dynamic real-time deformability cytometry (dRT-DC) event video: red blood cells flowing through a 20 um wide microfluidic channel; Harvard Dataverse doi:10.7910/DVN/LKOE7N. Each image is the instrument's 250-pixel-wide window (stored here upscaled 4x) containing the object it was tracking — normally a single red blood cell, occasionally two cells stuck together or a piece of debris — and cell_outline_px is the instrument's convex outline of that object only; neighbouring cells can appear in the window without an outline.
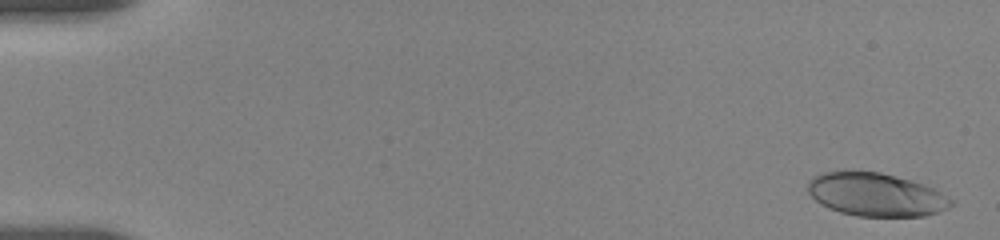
{"species": "human", "species_latin": "Homo sapiens", "temperature_condition": "room temperature", "stored_images_in_passage": 18, "camera_frame_rate_fps": 3000, "um_per_image_px": 0.085, "donor": {"sex": "female"}, "frame": {"image": 1, "passage_image": 1, "time_ms": 0.0, "image_size_px": [1000, 240], "cell_outline_px": [[956, 204], [940, 212], [924, 216], [856, 216], [840, 212], [828, 208], [820, 204], [808, 192], [808, 180], [812, 176], [824, 172], [844, 168], [880, 172], [924, 184], [956, 200]], "centroid_in_image_um": [74.43, 16.51], "position_along_channel_um": 10.6, "area_um2": 36.93}}
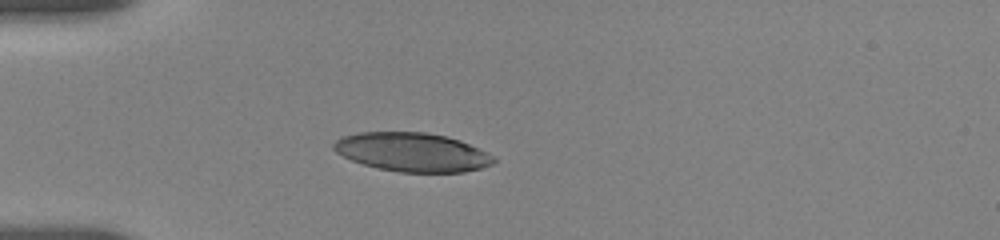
{"frame": {"image": 2, "passage_image": 11, "time_ms": 4.667, "image_size_px": [1000, 240], "cell_outline_px": [[496, 160], [492, 164], [480, 168], [464, 172], [400, 172], [380, 168], [364, 164], [352, 160], [336, 152], [332, 148], [332, 144], [336, 140], [344, 136], [360, 132], [424, 132], [444, 136], [460, 140], [488, 152], [496, 156]], "centroid_in_image_um": [35.07, 12.93], "position_along_channel_um": 49.9, "area_um2": 36.07}}
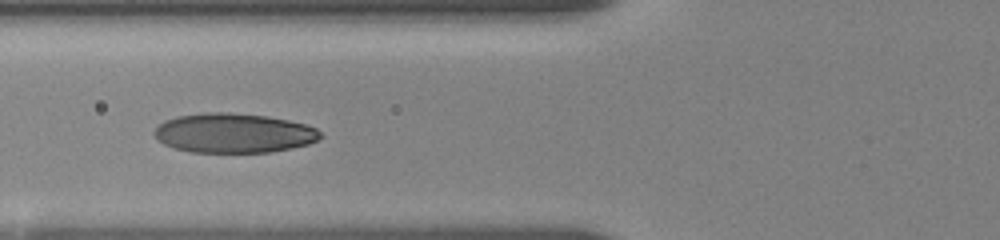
{"frame": {"image": 3, "passage_image": 16, "time_ms": 6.667, "image_size_px": [1000, 240], "cell_outline_px": [[324, 136], [308, 144], [292, 148], [268, 152], [188, 152], [164, 144], [156, 140], [152, 132], [164, 120], [176, 116], [208, 112], [228, 112], [264, 116], [288, 120], [304, 124], [316, 128]], "centroid_in_image_um": [19.83, 11.31], "position_along_channel_um": 106.0, "area_um2": 38.26}}